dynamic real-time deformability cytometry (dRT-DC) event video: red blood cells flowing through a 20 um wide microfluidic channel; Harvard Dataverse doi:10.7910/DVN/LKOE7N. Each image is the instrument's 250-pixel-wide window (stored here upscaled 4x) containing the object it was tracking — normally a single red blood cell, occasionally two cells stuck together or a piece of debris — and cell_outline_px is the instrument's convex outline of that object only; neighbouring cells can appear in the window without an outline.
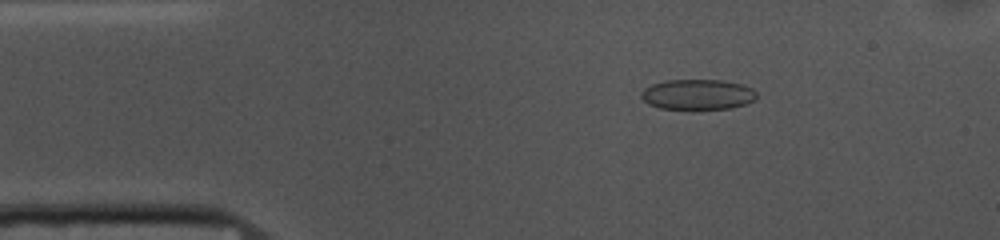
{"species": "common noctule bat (a hibernating species)", "species_latin": "Nyctalus noctula", "temperature_condition": "cold", "stored_images_in_passage": 53, "camera_frame_rate_fps": 3000, "um_per_image_px": 0.085, "animal": {"sex": "female", "body_mass_g": 10.0, "forearm_length_mm": 53.1}, "frame": {"image": 1, "passage_image": 8, "time_ms": 2.333, "image_size_px": [1000, 240], "cell_outline_px": [[756, 100], [732, 108], [660, 108], [648, 104], [640, 96], [640, 92], [644, 88], [652, 84], [668, 80], [724, 80], [744, 84], [752, 88], [756, 92]], "centroid_in_image_um": [59.32, 8.01], "position_along_channel_um": 25.7, "area_um2": 20.35}}
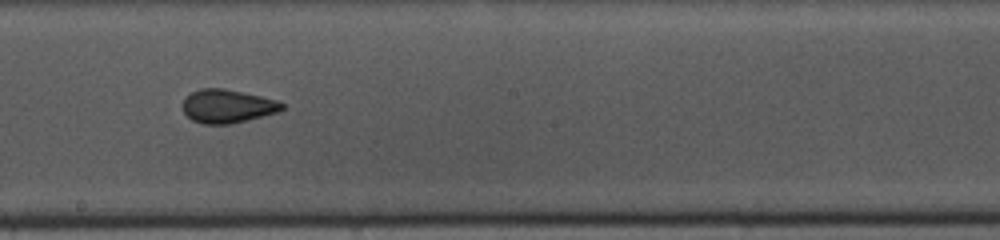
{"frame": {"image": 2, "passage_image": 28, "time_ms": 9.0, "image_size_px": [1000, 240], "cell_outline_px": [[284, 108], [280, 112], [232, 124], [200, 124], [192, 120], [184, 112], [180, 104], [184, 96], [200, 88], [224, 88], [260, 96], [276, 100], [284, 104]], "centroid_in_image_um": [19.29, 9.03], "position_along_channel_um": 228.9, "area_um2": 19.71}}
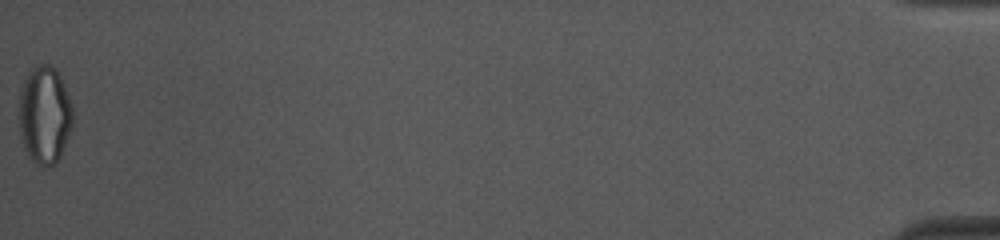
{"frame": {"image": 3, "passage_image": 53, "time_ms": 17.333, "image_size_px": [1000, 240], "cell_outline_px": [[72, 128], [60, 156], [56, 164], [44, 168], [36, 164], [28, 156], [24, 148], [20, 136], [20, 88], [28, 72], [32, 68], [40, 64], [48, 64], [60, 76], [72, 104]], "centroid_in_image_um": [3.79, 9.81], "position_along_channel_um": 431.4, "area_um2": 30.63}, "authors_computed_cell_mechanics": {"area_um2": 20.23, "velocity_mm_per_s": 3.713, "shape_relaxation_time_tau1_ms": null, "shape_relaxation_time_tau2_ms": 1.7306, "deformation_change_tau1": null, "deformation_change_tau2": 0.0829}}